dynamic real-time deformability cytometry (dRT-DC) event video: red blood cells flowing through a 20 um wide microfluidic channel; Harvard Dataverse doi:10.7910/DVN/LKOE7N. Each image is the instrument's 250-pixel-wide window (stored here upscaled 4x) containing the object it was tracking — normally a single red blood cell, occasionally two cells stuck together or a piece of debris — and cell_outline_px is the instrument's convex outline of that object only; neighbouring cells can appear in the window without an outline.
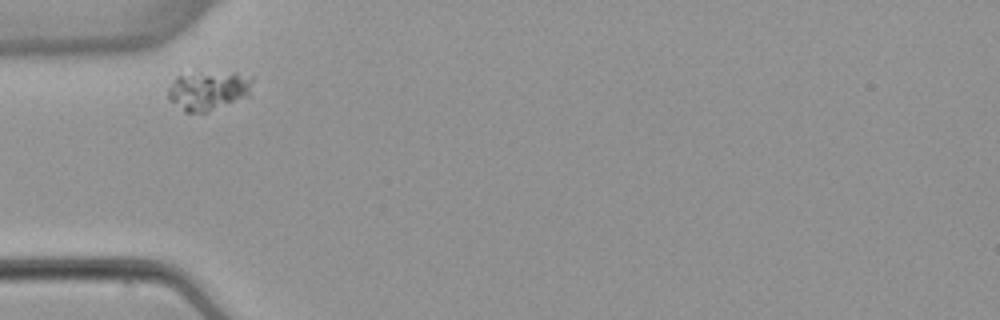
{"species": "common noctule bat (a hibernating species)", "species_latin": "Nyctalus noctula", "temperature_condition": "warm", "stored_images_in_passage": 2, "camera_frame_rate_fps": 3000, "um_per_image_px": 0.085, "animal": {"sex": "female", "body_mass_g": 22.7, "forearm_length_mm": 54.2}, "frame": {"image": 1, "passage_image": 1, "time_ms": 0.0, "image_size_px": [1000, 320], "cell_outline_px": [[252, 80], [248, 96], [204, 112], [184, 112], [168, 100], [168, 88], [172, 80], [176, 76], [236, 72], [252, 76]], "centroid_in_image_um": [17.68, 7.7], "position_along_channel_um": 67.3, "area_um2": 18.73}}
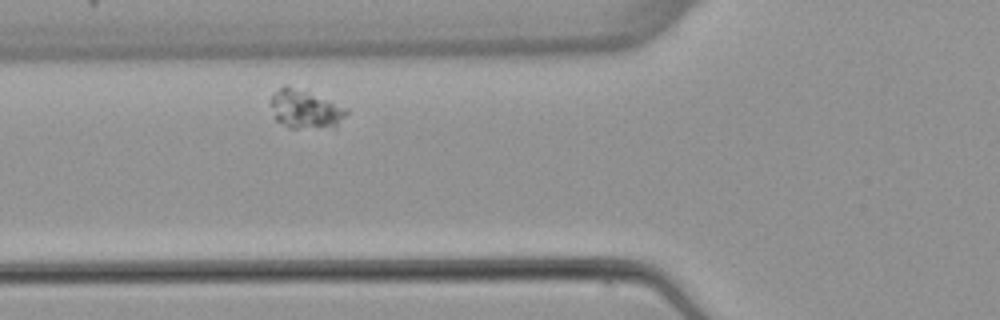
{"frame": {"image": 2, "passage_image": 2, "time_ms": 1.0, "image_size_px": [1000, 320], "cell_outline_px": [[348, 112], [336, 128], [288, 128], [276, 120], [268, 100], [284, 84], [288, 84], [348, 108]], "centroid_in_image_um": [25.94, 9.29], "position_along_channel_um": 99.9, "area_um2": 17.22}}